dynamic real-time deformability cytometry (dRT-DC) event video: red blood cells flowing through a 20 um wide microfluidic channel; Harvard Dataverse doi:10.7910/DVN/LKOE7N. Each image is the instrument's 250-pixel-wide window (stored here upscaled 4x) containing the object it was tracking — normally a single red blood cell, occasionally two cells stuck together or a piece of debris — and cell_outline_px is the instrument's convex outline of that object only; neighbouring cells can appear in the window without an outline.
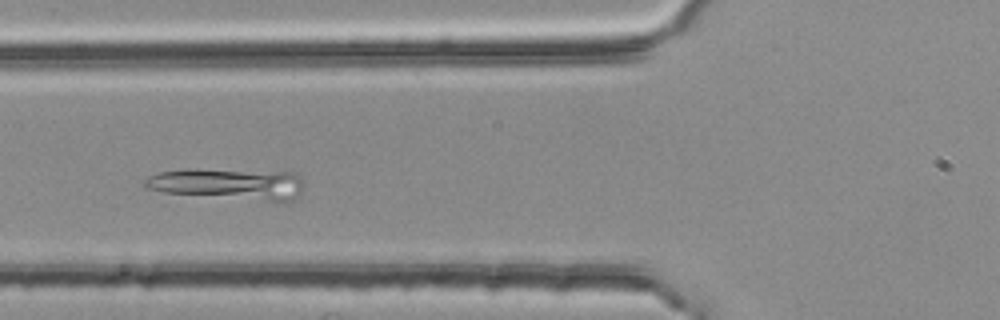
{"species": "common noctule bat (a hibernating species)", "species_latin": "Nyctalus noctula", "temperature_condition": "room temperature", "stored_images_in_passage": 40, "camera_frame_rate_fps": 3000, "um_per_image_px": 0.085, "animal": {"sex": "female", "body_mass_g": 25.1}, "frame": {"image": 1, "passage_image": 6, "time_ms": 1.667, "image_size_px": [1000, 320], "cell_outline_px": [[304, 184], [300, 196], [292, 200], [268, 200], [164, 192], [148, 188], [144, 184], [144, 180], [148, 176], [160, 172], [188, 168], [196, 168], [296, 172]], "centroid_in_image_um": [19.44, 15.59], "position_along_channel_um": 106.4, "area_um2": 28.78}}
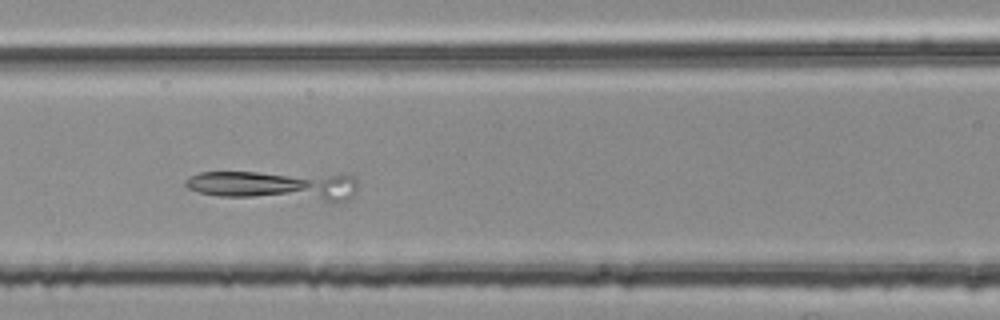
{"frame": {"image": 2, "passage_image": 9, "time_ms": 2.667, "image_size_px": [1000, 320], "cell_outline_px": [[356, 188], [352, 196], [348, 200], [332, 204], [328, 204], [220, 196], [200, 192], [188, 188], [184, 184], [184, 180], [200, 172], [256, 172], [352, 176], [356, 180]], "centroid_in_image_um": [23.4, 15.84], "position_along_channel_um": 143.2, "area_um2": 30.69}}